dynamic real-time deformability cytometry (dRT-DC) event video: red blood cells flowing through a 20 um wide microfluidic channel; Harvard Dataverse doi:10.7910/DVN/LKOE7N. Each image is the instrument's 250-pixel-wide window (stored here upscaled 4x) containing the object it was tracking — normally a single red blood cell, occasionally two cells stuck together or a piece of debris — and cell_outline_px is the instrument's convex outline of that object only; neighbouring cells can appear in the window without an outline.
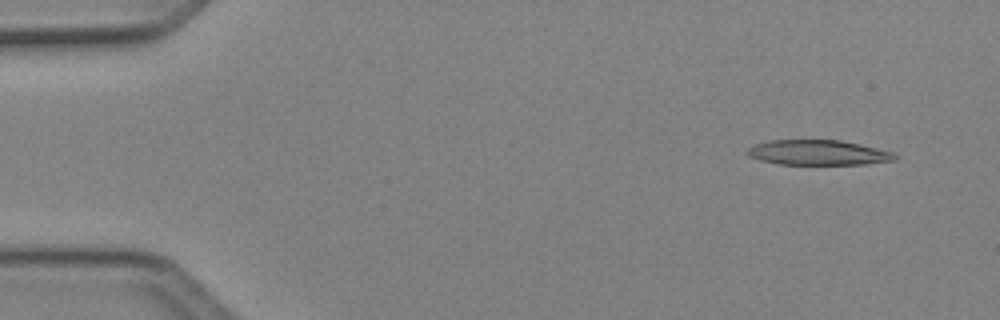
{"species": "Egyptian fruit bat (a non-hibernating species)", "species_latin": "Rousettus aegyptiacus", "temperature_condition": "cold", "stored_images_in_passage": 6, "segment_of_instrument_passage": [1, 2], "camera_frame_rate_fps": 3000, "um_per_image_px": 0.085, "animal": {"sex": "female"}, "frame": {"image": 1, "passage_image": 2, "time_ms": 0.333, "image_size_px": [1000, 320], "cell_outline_px": [[900, 156], [896, 160], [864, 164], [780, 164], [760, 160], [748, 156], [748, 148], [756, 144], [768, 140], [840, 140], [860, 144], [892, 152]], "centroid_in_image_um": [69.57, 12.97], "position_along_channel_um": 15.4, "area_um2": 21.44}}
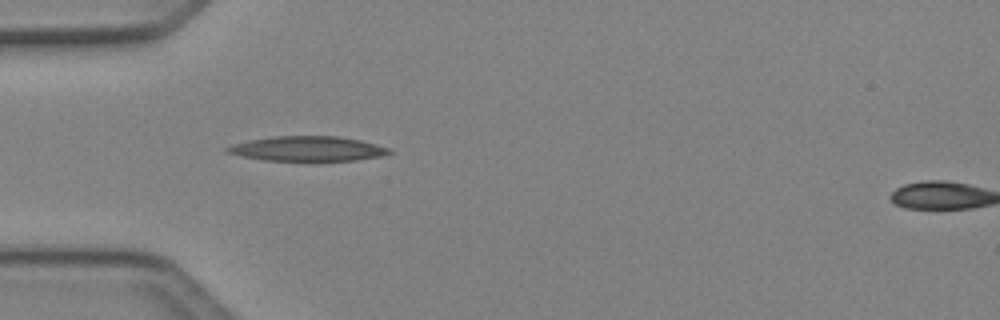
{"frame": {"image": 2, "passage_image": 5, "time_ms": 1.333, "image_size_px": [1000, 320], "cell_outline_px": [[392, 152], [384, 156], [356, 160], [320, 164], [260, 160], [240, 156], [224, 152], [224, 148], [232, 144], [248, 140], [276, 136], [336, 136], [360, 140], [376, 144], [388, 148]], "centroid_in_image_um": [26.12, 12.7], "position_along_channel_um": 58.9, "area_um2": 24.8}}